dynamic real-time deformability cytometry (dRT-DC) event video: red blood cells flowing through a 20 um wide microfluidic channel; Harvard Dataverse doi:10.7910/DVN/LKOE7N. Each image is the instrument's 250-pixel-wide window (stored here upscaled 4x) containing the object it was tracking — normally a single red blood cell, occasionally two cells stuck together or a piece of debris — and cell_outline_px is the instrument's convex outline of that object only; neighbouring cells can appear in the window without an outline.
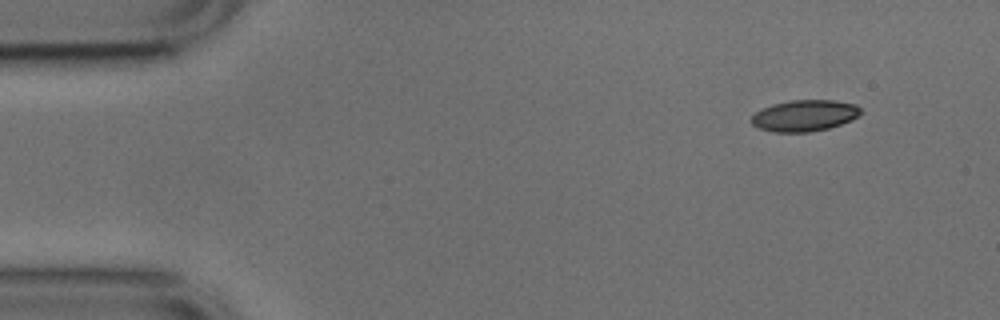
{"species": "common noctule bat (a hibernating species)", "species_latin": "Nyctalus noctula", "temperature_condition": "cold", "stored_images_in_passage": 49, "camera_frame_rate_fps": 3000, "um_per_image_px": 0.085, "animal": {"sex": "male", "body_mass_g": 17.9, "forearm_length_mm": 54.2}, "frame": {"image": 1, "passage_image": 1, "time_ms": 0.0, "image_size_px": [1000, 320], "cell_outline_px": [[864, 112], [852, 120], [828, 128], [808, 132], [772, 132], [760, 128], [752, 124], [752, 116], [756, 112], [772, 104], [788, 100], [832, 100], [856, 104]], "centroid_in_image_um": [68.41, 9.82], "position_along_channel_um": 16.6, "area_um2": 19.94}}
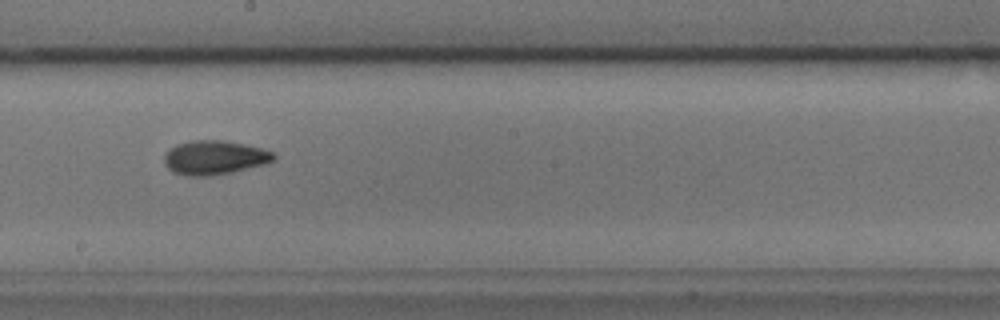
{"frame": {"image": 2, "passage_image": 25, "time_ms": 8.0, "image_size_px": [1000, 320], "cell_outline_px": [[276, 156], [272, 160], [264, 164], [228, 172], [208, 176], [188, 176], [172, 172], [164, 164], [164, 156], [176, 144], [192, 140], [224, 140], [244, 144], [260, 148], [272, 152]], "centroid_in_image_um": [18.18, 13.38], "position_along_channel_um": 230.0, "area_um2": 21.39}}
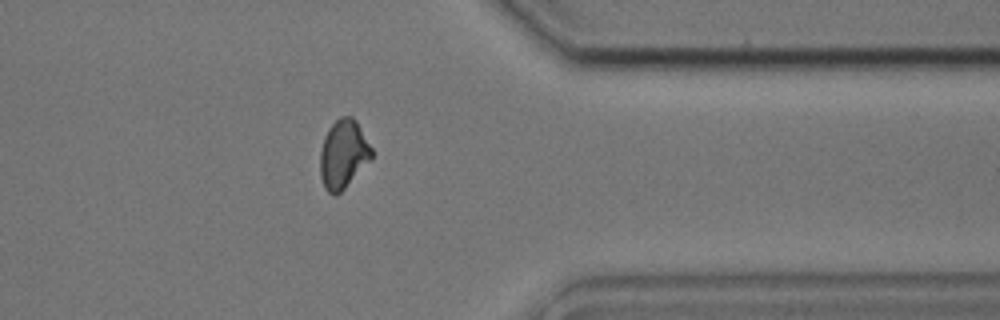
{"frame": {"image": 3, "passage_image": 38, "time_ms": 12.333, "image_size_px": [1000, 320], "cell_outline_px": [[372, 160], [340, 192], [332, 196], [324, 188], [320, 176], [320, 152], [324, 136], [328, 128], [340, 116], [352, 116], [356, 120], [372, 148]], "centroid_in_image_um": [29.18, 13.1], "position_along_channel_um": 382.2, "area_um2": 20.75}, "authors_computed_cell_mechanics": {"area_um2": 20.7502, "velocity_mm_per_s": 3.7803, "shape_relaxation_time_tau1_ms": 2.9658, "shape_relaxation_time_tau2_ms": 2.5996, "deformation_change_tau1": 0.1111, "deformation_change_tau2": 0.0765}}